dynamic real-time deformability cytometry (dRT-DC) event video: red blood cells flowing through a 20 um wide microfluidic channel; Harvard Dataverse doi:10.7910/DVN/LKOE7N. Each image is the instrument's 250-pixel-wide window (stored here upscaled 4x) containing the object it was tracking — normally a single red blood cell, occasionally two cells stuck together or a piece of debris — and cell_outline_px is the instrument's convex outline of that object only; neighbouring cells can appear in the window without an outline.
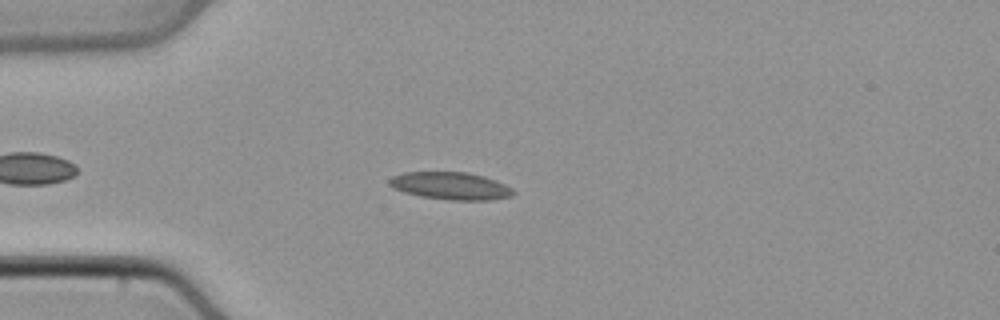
{"species": "common noctule bat (a hibernating species)", "species_latin": "Nyctalus noctula", "temperature_condition": "cold", "stored_images_in_passage": 36, "camera_frame_rate_fps": 3000, "um_per_image_px": 0.085, "animal": {"sex": "male", "body_mass_g": 21.5, "forearm_length_mm": 52.0}, "frame": {"image": 1, "passage_image": 7, "time_ms": 2.0, "image_size_px": [1000, 320], "cell_outline_px": [[516, 192], [512, 196], [492, 200], [448, 200], [420, 196], [404, 192], [392, 188], [388, 184], [388, 180], [392, 176], [404, 172], [468, 172], [484, 176], [496, 180], [512, 188]], "centroid_in_image_um": [38.3, 15.8], "position_along_channel_um": 46.7, "area_um2": 20.06}}
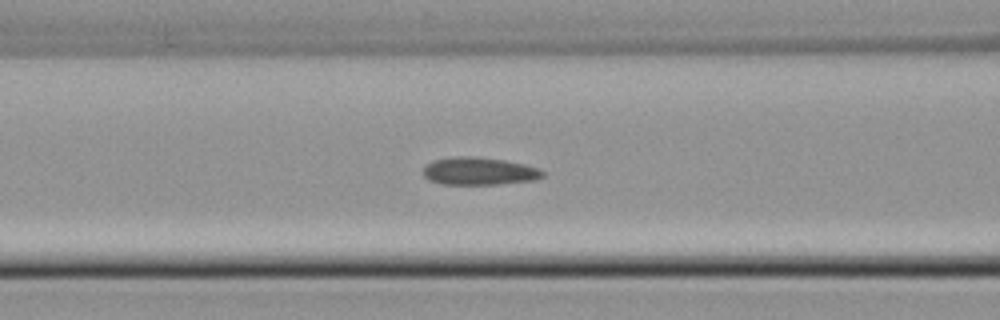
{"frame": {"image": 2, "passage_image": 14, "time_ms": 4.333, "image_size_px": [1000, 320], "cell_outline_px": [[544, 176], [536, 180], [500, 184], [440, 184], [428, 180], [424, 176], [424, 164], [432, 160], [456, 156], [472, 156], [504, 160], [524, 164], [540, 168], [544, 172]], "centroid_in_image_um": [40.72, 14.55], "position_along_channel_um": 125.9, "area_um2": 19.48}}
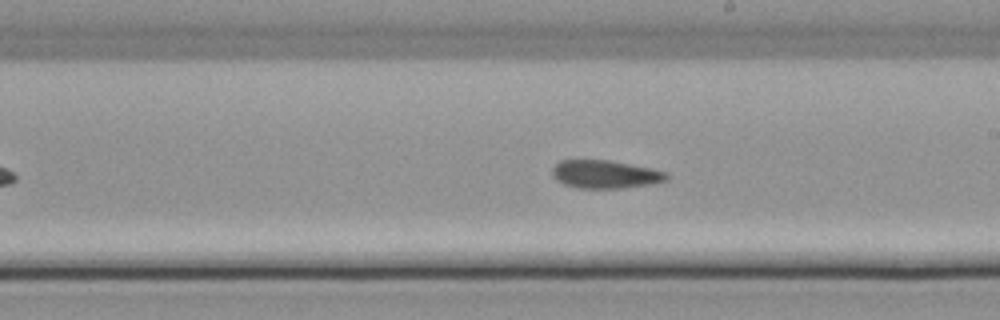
{"frame": {"image": 3, "passage_image": 22, "time_ms": 7.0, "image_size_px": [1000, 320], "cell_outline_px": [[668, 180], [656, 184], [620, 188], [580, 188], [564, 184], [556, 180], [552, 176], [552, 168], [560, 160], [608, 160], [652, 168], [668, 172]], "centroid_in_image_um": [51.48, 14.82], "position_along_channel_um": 237.5, "area_um2": 18.9}}